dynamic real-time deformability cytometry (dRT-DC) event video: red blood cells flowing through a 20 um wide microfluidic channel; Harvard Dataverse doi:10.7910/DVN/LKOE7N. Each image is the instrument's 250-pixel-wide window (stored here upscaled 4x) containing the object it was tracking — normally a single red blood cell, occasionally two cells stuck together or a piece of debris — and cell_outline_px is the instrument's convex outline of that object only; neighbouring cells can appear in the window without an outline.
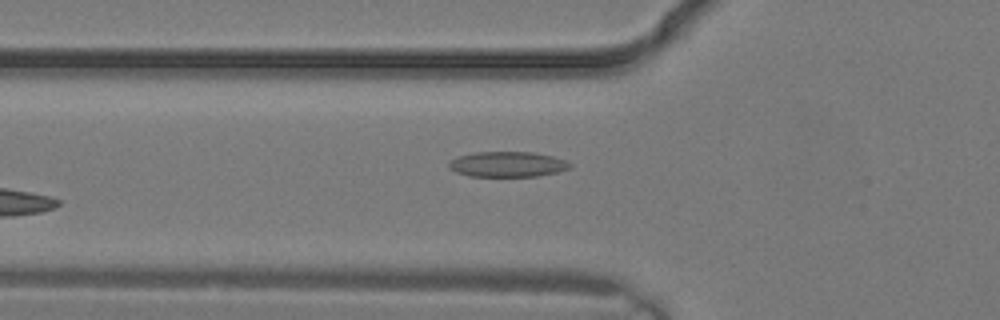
{"species": "common noctule bat (a hibernating species)", "species_latin": "Nyctalus noctula", "temperature_condition": "warm", "stored_images_in_passage": 3, "camera_frame_rate_fps": 3000, "um_per_image_px": 0.085, "animal": {"sex": "male", "body_mass_g": 19.2, "forearm_length_mm": 51.8}, "frame": {"image": 1, "passage_image": 3, "time_ms": 0.667, "image_size_px": [1000, 320], "cell_outline_px": [[572, 168], [556, 172], [536, 176], [468, 176], [456, 172], [448, 168], [448, 164], [456, 156], [476, 152], [532, 152], [552, 156], [564, 160], [572, 164]], "centroid_in_image_um": [43.12, 13.96], "position_along_channel_um": 82.7, "area_um2": 17.86}}